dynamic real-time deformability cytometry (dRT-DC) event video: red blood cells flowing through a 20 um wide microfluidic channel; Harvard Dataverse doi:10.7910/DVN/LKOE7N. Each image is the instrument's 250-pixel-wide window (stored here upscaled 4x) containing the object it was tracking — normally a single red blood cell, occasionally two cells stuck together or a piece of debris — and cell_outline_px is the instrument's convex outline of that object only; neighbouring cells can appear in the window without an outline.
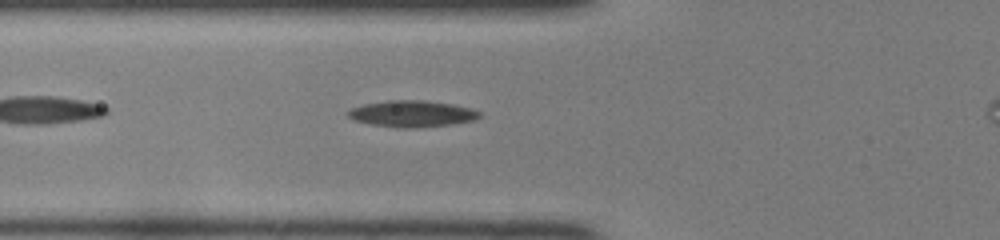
{"species": "common noctule bat (a hibernating species)", "species_latin": "Nyctalus noctula", "temperature_condition": "room temperature", "stored_images_in_passage": 34, "camera_frame_rate_fps": 3000, "um_per_image_px": 0.085, "animal": {"sex": "female", "body_mass_g": 22.0, "forearm_length_mm": 56.7}, "frame": {"image": 1, "passage_image": 5, "time_ms": 1.333, "image_size_px": [1000, 240], "cell_outline_px": [[480, 116], [476, 120], [448, 124], [404, 128], [372, 124], [356, 120], [348, 116], [348, 112], [352, 108], [364, 104], [388, 100], [424, 100], [452, 104], [468, 108], [480, 112]], "centroid_in_image_um": [35.02, 9.65], "position_along_channel_um": 90.8, "area_um2": 19.71}}
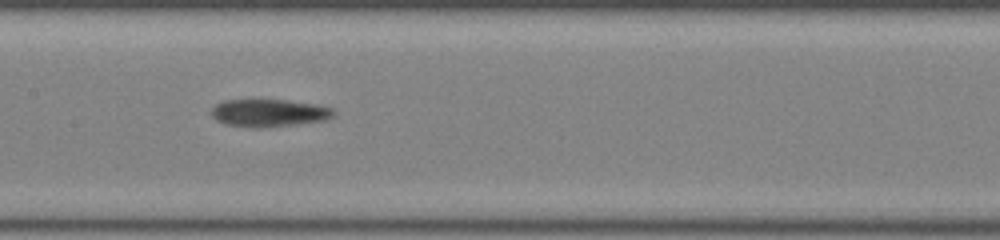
{"frame": {"image": 2, "passage_image": 12, "time_ms": 3.667, "image_size_px": [1000, 240], "cell_outline_px": [[332, 116], [320, 120], [256, 128], [228, 124], [212, 116], [212, 108], [216, 104], [224, 100], [284, 100], [312, 104], [332, 108]], "centroid_in_image_um": [22.78, 9.58], "position_along_channel_um": 184.6, "area_um2": 18.67}}
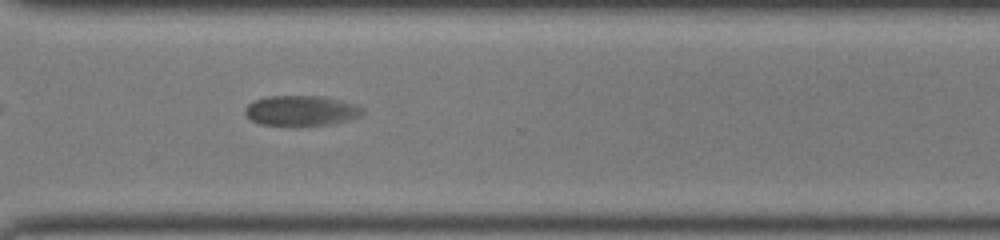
{"frame": {"image": 3, "passage_image": 24, "time_ms": 7.667, "image_size_px": [1000, 240], "cell_outline_px": [[360, 116], [348, 120], [332, 124], [260, 124], [252, 120], [244, 112], [244, 108], [252, 100], [268, 96], [324, 96], [340, 100], [352, 104], [360, 108]], "centroid_in_image_um": [25.53, 9.38], "position_along_channel_um": 345.1, "area_um2": 20.11}, "authors_computed_cell_mechanics": {"area_um2": 20.0566, "velocity_mm_per_s": 4.0092, "shape_relaxation_time_tau1_ms": 8.9875, "shape_relaxation_time_tau2_ms": null, "deformation_change_tau1": 0.1665, "deformation_change_tau2": null}}